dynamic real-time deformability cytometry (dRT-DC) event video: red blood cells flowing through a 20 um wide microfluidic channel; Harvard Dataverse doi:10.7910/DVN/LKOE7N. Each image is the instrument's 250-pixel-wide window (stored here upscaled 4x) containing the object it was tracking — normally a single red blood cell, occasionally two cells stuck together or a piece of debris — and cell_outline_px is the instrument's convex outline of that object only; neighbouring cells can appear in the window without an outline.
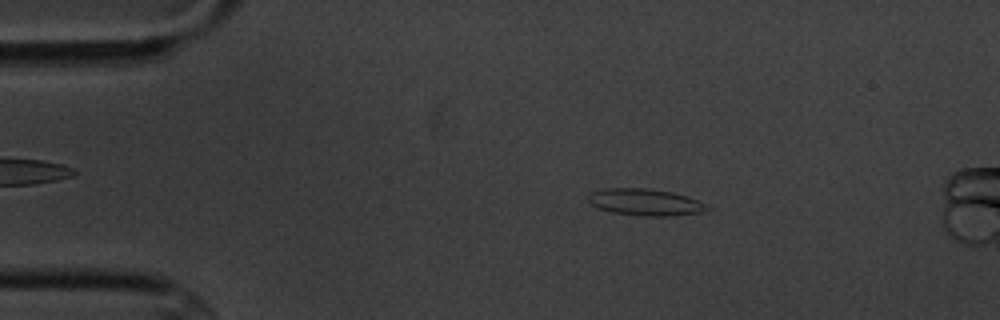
{"species": "common noctule bat (a hibernating species)", "species_latin": "Nyctalus noctula", "temperature_condition": "cold", "stored_images_in_passage": 6, "camera_frame_rate_fps": 3000, "um_per_image_px": 0.085, "animal": {"sex": "male", "body_mass_g": 20.1, "forearm_length_mm": 53.5}, "frame": {"image": 1, "passage_image": 3, "time_ms": 2.333, "image_size_px": [1000, 320], "cell_outline_px": [[712, 208], [700, 212], [672, 216], [644, 216], [612, 212], [596, 208], [588, 204], [588, 192], [604, 188], [648, 188], [672, 192], [696, 200]], "centroid_in_image_um": [54.75, 17.18], "position_along_channel_um": 30.3, "area_um2": 18.61}}